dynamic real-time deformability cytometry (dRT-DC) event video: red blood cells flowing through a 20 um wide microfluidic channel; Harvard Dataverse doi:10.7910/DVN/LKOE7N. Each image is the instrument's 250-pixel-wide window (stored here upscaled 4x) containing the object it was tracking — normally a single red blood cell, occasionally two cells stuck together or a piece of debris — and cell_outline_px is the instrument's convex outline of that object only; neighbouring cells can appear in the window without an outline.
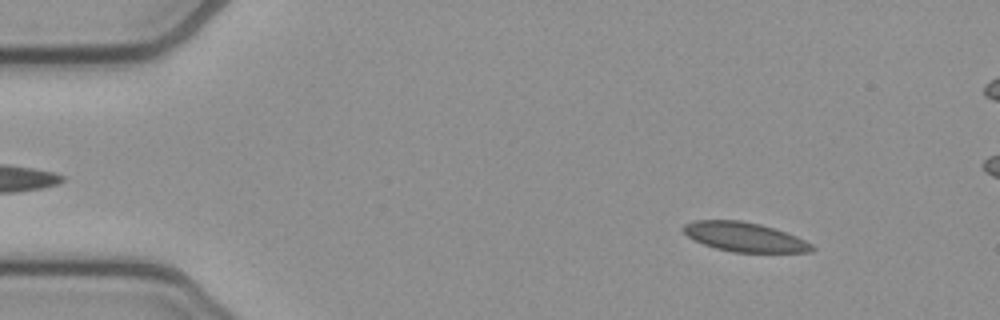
{"species": "common noctule bat (a hibernating species)", "species_latin": "Nyctalus noctula", "temperature_condition": "cold", "stored_images_in_passage": 54, "camera_frame_rate_fps": 3000, "um_per_image_px": 0.085, "animal": {"sex": "female", "body_mass_g": 21.9}, "frame": {"image": 1, "passage_image": 6, "time_ms": 1.667, "image_size_px": [1000, 320], "cell_outline_px": [[816, 248], [812, 252], [732, 252], [716, 248], [704, 244], [688, 236], [680, 228], [684, 224], [696, 220], [740, 220], [760, 224], [796, 236], [812, 244]], "centroid_in_image_um": [63.28, 20.14], "position_along_channel_um": 21.7, "area_um2": 21.79}}
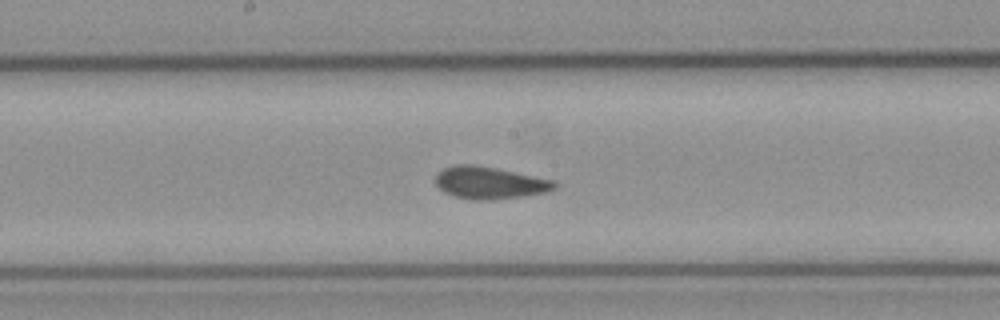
{"frame": {"image": 2, "passage_image": 27, "time_ms": 8.667, "image_size_px": [1000, 320], "cell_outline_px": [[560, 184], [556, 188], [544, 192], [520, 196], [488, 200], [476, 200], [456, 196], [444, 192], [436, 184], [436, 172], [444, 168], [456, 164], [472, 164], [496, 168], [556, 180]], "centroid_in_image_um": [41.64, 15.52], "position_along_channel_um": 206.6, "area_um2": 22.25}}
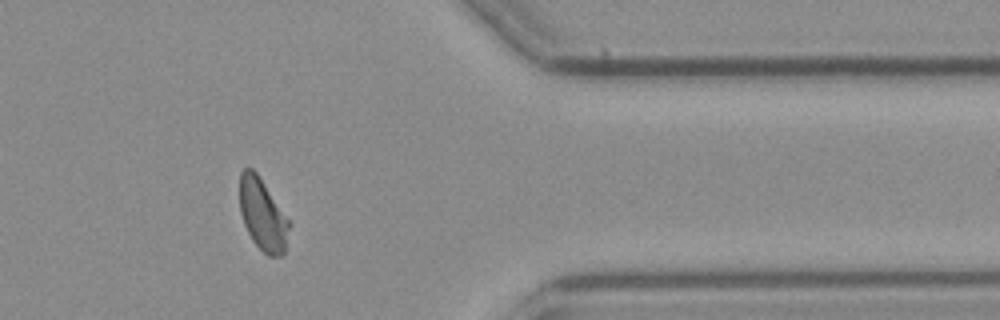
{"frame": {"image": 3, "passage_image": 43, "time_ms": 14.0, "image_size_px": [1000, 320], "cell_outline_px": [[292, 224], [284, 256], [268, 256], [252, 240], [244, 224], [240, 212], [240, 172], [244, 168], [252, 168], [256, 172]], "centroid_in_image_um": [22.35, 18.28], "position_along_channel_um": 389.0, "area_um2": 20.81}, "authors_computed_cell_mechanics": {"area_um2": 21.6172, "velocity_mm_per_s": 3.7991, "shape_relaxation_time_tau1_ms": 6.2862, "shape_relaxation_time_tau2_ms": 1.2893, "deformation_change_tau1": 0.1181, "deformation_change_tau2": 0.057}}